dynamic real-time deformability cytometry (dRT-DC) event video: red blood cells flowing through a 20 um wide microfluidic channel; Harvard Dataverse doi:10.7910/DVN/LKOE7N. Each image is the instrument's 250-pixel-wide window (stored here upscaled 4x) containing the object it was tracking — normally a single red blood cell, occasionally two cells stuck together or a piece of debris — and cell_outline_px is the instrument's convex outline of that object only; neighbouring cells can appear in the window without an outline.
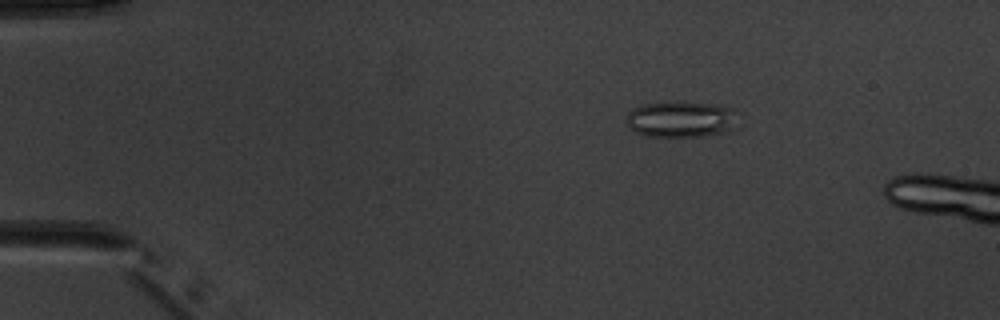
{"species": "common noctule bat (a hibernating species)", "species_latin": "Nyctalus noctula", "temperature_condition": "warm", "stored_images_in_passage": 5, "camera_frame_rate_fps": 3000, "um_per_image_px": 0.085, "animal": {"sex": "male", "body_mass_g": 20.1, "forearm_length_mm": 53.5}, "frame": {"image": 1, "passage_image": 3, "time_ms": 2.667, "image_size_px": [1000, 320], "cell_outline_px": [[740, 128], [728, 132], [704, 136], [648, 136], [636, 132], [624, 120], [628, 112], [632, 108], [644, 104], [720, 104], [732, 108]], "centroid_in_image_um": [57.96, 10.18], "position_along_channel_um": 27.0, "area_um2": 23.24}}